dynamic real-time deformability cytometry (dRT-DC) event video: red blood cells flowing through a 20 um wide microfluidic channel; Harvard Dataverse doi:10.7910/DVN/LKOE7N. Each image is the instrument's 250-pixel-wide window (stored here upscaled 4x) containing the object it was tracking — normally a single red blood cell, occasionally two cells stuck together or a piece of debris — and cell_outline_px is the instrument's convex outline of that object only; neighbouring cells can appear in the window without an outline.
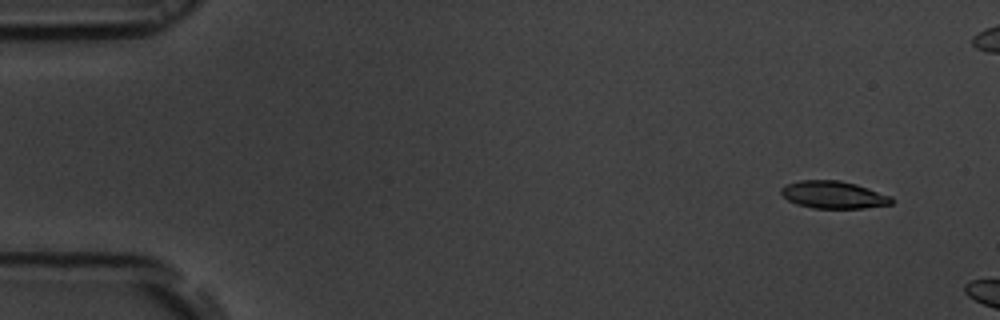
{"species": "common noctule bat (a hibernating species)", "species_latin": "Nyctalus noctula", "temperature_condition": "room temperature", "stored_images_in_passage": 7, "camera_frame_rate_fps": 3000, "um_per_image_px": 0.085, "animal": {"sex": "male", "body_mass_g": 19.5, "forearm_length_mm": 54.6}, "frame": {"image": 1, "passage_image": 3, "time_ms": 0.667, "image_size_px": [1000, 320], "cell_outline_px": [[892, 204], [864, 208], [812, 208], [796, 204], [788, 200], [780, 192], [780, 188], [788, 184], [800, 180], [840, 180], [856, 184], [892, 196]], "centroid_in_image_um": [70.84, 16.56], "position_along_channel_um": 14.2, "area_um2": 17.63}}